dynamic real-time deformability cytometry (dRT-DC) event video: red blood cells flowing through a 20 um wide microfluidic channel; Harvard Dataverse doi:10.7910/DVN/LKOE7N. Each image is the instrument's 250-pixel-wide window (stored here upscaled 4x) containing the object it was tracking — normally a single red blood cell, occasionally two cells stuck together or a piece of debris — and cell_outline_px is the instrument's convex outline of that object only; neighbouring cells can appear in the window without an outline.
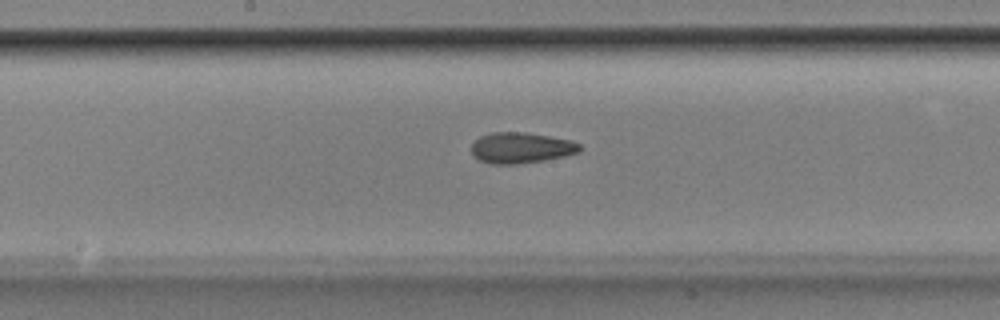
{"species": "Egyptian fruit bat (a non-hibernating species)", "species_latin": "Rousettus aegyptiacus", "temperature_condition": "room temperature", "stored_images_in_passage": 52, "camera_frame_rate_fps": 3000, "um_per_image_px": 0.085, "animal": {"sex": "male"}, "frame": {"image": 1, "passage_image": 27, "time_ms": 8.667, "image_size_px": [1000, 320], "cell_outline_px": [[580, 152], [564, 156], [544, 160], [516, 164], [488, 164], [480, 160], [472, 152], [472, 144], [480, 136], [492, 132], [528, 132], [572, 140], [580, 144]], "centroid_in_image_um": [44.31, 12.56], "position_along_channel_um": 203.9, "area_um2": 19.48}}
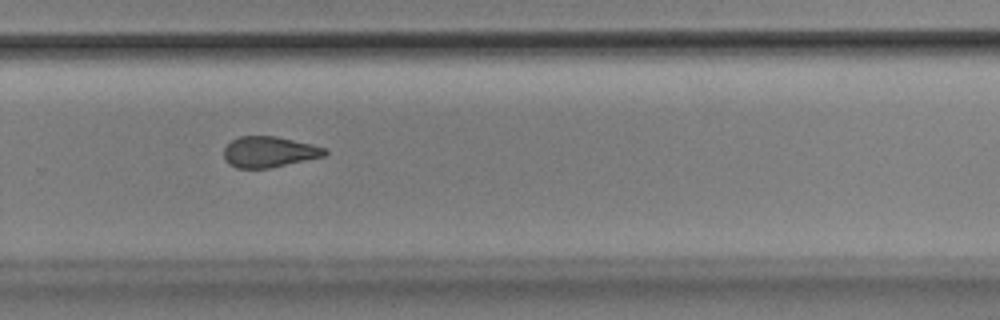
{"frame": {"image": 2, "passage_image": 35, "time_ms": 11.333, "image_size_px": [1000, 320], "cell_outline_px": [[328, 152], [324, 156], [268, 168], [236, 168], [228, 164], [224, 160], [224, 148], [232, 140], [240, 136], [276, 136], [312, 144], [324, 148]], "centroid_in_image_um": [22.84, 12.91], "position_along_channel_um": 307.0, "area_um2": 18.03}}
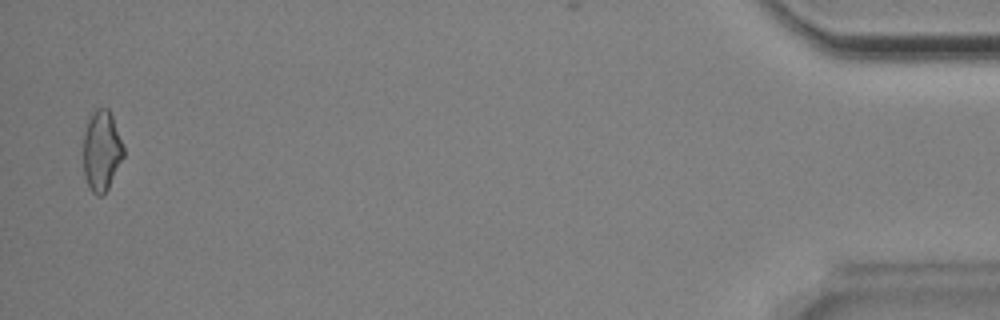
{"frame": {"image": 3, "passage_image": 51, "time_ms": 16.667, "image_size_px": [1000, 320], "cell_outline_px": [[124, 156], [108, 188], [100, 196], [96, 196], [88, 188], [84, 176], [84, 132], [88, 120], [92, 112], [96, 108], [108, 108], [112, 116], [124, 148]], "centroid_in_image_um": [8.63, 12.83], "position_along_channel_um": 426.6, "area_um2": 18.79}, "authors_computed_cell_mechanics": {"area_um2": 19.3341, "velocity_mm_per_s": 3.8915, "shape_relaxation_time_tau1_ms": 8.4559, "shape_relaxation_time_tau2_ms": 3.2861, "deformation_change_tau1": 0.165, "deformation_change_tau2": 0.1064}}